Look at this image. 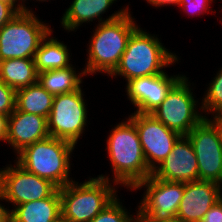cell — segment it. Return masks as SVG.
<instances>
[{
	"mask_svg": "<svg viewBox=\"0 0 222 222\" xmlns=\"http://www.w3.org/2000/svg\"><path fill=\"white\" fill-rule=\"evenodd\" d=\"M31 11H20L0 29V61L34 58L41 41L52 30Z\"/></svg>",
	"mask_w": 222,
	"mask_h": 222,
	"instance_id": "8992f818",
	"label": "cell"
},
{
	"mask_svg": "<svg viewBox=\"0 0 222 222\" xmlns=\"http://www.w3.org/2000/svg\"><path fill=\"white\" fill-rule=\"evenodd\" d=\"M221 187L212 181L197 180L185 183L176 218L185 222H200L210 208L222 198Z\"/></svg>",
	"mask_w": 222,
	"mask_h": 222,
	"instance_id": "9a60e30c",
	"label": "cell"
},
{
	"mask_svg": "<svg viewBox=\"0 0 222 222\" xmlns=\"http://www.w3.org/2000/svg\"><path fill=\"white\" fill-rule=\"evenodd\" d=\"M114 1L116 0H74L62 16L61 24L64 29L74 31L80 24L93 21L96 18L99 19V24L117 19L128 11V6L116 11L105 20H102L101 16Z\"/></svg>",
	"mask_w": 222,
	"mask_h": 222,
	"instance_id": "e0dca14e",
	"label": "cell"
},
{
	"mask_svg": "<svg viewBox=\"0 0 222 222\" xmlns=\"http://www.w3.org/2000/svg\"><path fill=\"white\" fill-rule=\"evenodd\" d=\"M213 118L212 121L217 125L222 140V115H214Z\"/></svg>",
	"mask_w": 222,
	"mask_h": 222,
	"instance_id": "1f68e13d",
	"label": "cell"
},
{
	"mask_svg": "<svg viewBox=\"0 0 222 222\" xmlns=\"http://www.w3.org/2000/svg\"><path fill=\"white\" fill-rule=\"evenodd\" d=\"M9 115L0 113V141H7Z\"/></svg>",
	"mask_w": 222,
	"mask_h": 222,
	"instance_id": "f1b7e54d",
	"label": "cell"
},
{
	"mask_svg": "<svg viewBox=\"0 0 222 222\" xmlns=\"http://www.w3.org/2000/svg\"><path fill=\"white\" fill-rule=\"evenodd\" d=\"M148 3L154 5L155 7H160V6H165V5H178L179 6V3L181 0H146Z\"/></svg>",
	"mask_w": 222,
	"mask_h": 222,
	"instance_id": "4dcf8cb0",
	"label": "cell"
},
{
	"mask_svg": "<svg viewBox=\"0 0 222 222\" xmlns=\"http://www.w3.org/2000/svg\"><path fill=\"white\" fill-rule=\"evenodd\" d=\"M49 137L47 118L18 111L16 108L8 121L7 143L17 154L25 147Z\"/></svg>",
	"mask_w": 222,
	"mask_h": 222,
	"instance_id": "2e32d148",
	"label": "cell"
},
{
	"mask_svg": "<svg viewBox=\"0 0 222 222\" xmlns=\"http://www.w3.org/2000/svg\"><path fill=\"white\" fill-rule=\"evenodd\" d=\"M0 79L15 91L38 82L34 58H14L0 61Z\"/></svg>",
	"mask_w": 222,
	"mask_h": 222,
	"instance_id": "d6986e66",
	"label": "cell"
},
{
	"mask_svg": "<svg viewBox=\"0 0 222 222\" xmlns=\"http://www.w3.org/2000/svg\"><path fill=\"white\" fill-rule=\"evenodd\" d=\"M146 187L137 217L139 222H167L176 218L185 183L158 179L152 174L133 189Z\"/></svg>",
	"mask_w": 222,
	"mask_h": 222,
	"instance_id": "52a82bcc",
	"label": "cell"
},
{
	"mask_svg": "<svg viewBox=\"0 0 222 222\" xmlns=\"http://www.w3.org/2000/svg\"><path fill=\"white\" fill-rule=\"evenodd\" d=\"M176 61V54L169 52L155 35L151 36L138 27L131 34L118 67L110 76L121 75L128 82L164 73L162 69Z\"/></svg>",
	"mask_w": 222,
	"mask_h": 222,
	"instance_id": "3957f363",
	"label": "cell"
},
{
	"mask_svg": "<svg viewBox=\"0 0 222 222\" xmlns=\"http://www.w3.org/2000/svg\"><path fill=\"white\" fill-rule=\"evenodd\" d=\"M52 222H68L62 215Z\"/></svg>",
	"mask_w": 222,
	"mask_h": 222,
	"instance_id": "836d02e7",
	"label": "cell"
},
{
	"mask_svg": "<svg viewBox=\"0 0 222 222\" xmlns=\"http://www.w3.org/2000/svg\"><path fill=\"white\" fill-rule=\"evenodd\" d=\"M51 33L52 31L41 41L34 56V62L38 73L46 70L63 69L72 65L69 63V49L56 38H49Z\"/></svg>",
	"mask_w": 222,
	"mask_h": 222,
	"instance_id": "ffe728a7",
	"label": "cell"
},
{
	"mask_svg": "<svg viewBox=\"0 0 222 222\" xmlns=\"http://www.w3.org/2000/svg\"><path fill=\"white\" fill-rule=\"evenodd\" d=\"M186 136L197 157L199 180L222 184V140L217 125L204 117Z\"/></svg>",
	"mask_w": 222,
	"mask_h": 222,
	"instance_id": "30bf717a",
	"label": "cell"
},
{
	"mask_svg": "<svg viewBox=\"0 0 222 222\" xmlns=\"http://www.w3.org/2000/svg\"><path fill=\"white\" fill-rule=\"evenodd\" d=\"M129 10L121 17L98 24L88 49L85 74L96 72L111 75L118 67L135 25Z\"/></svg>",
	"mask_w": 222,
	"mask_h": 222,
	"instance_id": "7a4b0ae2",
	"label": "cell"
},
{
	"mask_svg": "<svg viewBox=\"0 0 222 222\" xmlns=\"http://www.w3.org/2000/svg\"><path fill=\"white\" fill-rule=\"evenodd\" d=\"M209 84L208 91L203 98L200 110L210 112L212 115H222V69L219 70L215 78Z\"/></svg>",
	"mask_w": 222,
	"mask_h": 222,
	"instance_id": "603a6c76",
	"label": "cell"
},
{
	"mask_svg": "<svg viewBox=\"0 0 222 222\" xmlns=\"http://www.w3.org/2000/svg\"><path fill=\"white\" fill-rule=\"evenodd\" d=\"M188 79L183 76L169 91L166 98L151 113L166 127L187 135L205 116L198 113ZM197 110V111H196Z\"/></svg>",
	"mask_w": 222,
	"mask_h": 222,
	"instance_id": "ba28073f",
	"label": "cell"
},
{
	"mask_svg": "<svg viewBox=\"0 0 222 222\" xmlns=\"http://www.w3.org/2000/svg\"><path fill=\"white\" fill-rule=\"evenodd\" d=\"M152 175L158 179L182 183L199 180L197 157L186 135L177 140L172 151L156 166Z\"/></svg>",
	"mask_w": 222,
	"mask_h": 222,
	"instance_id": "5bb4252c",
	"label": "cell"
},
{
	"mask_svg": "<svg viewBox=\"0 0 222 222\" xmlns=\"http://www.w3.org/2000/svg\"><path fill=\"white\" fill-rule=\"evenodd\" d=\"M129 119L135 124L146 163L153 172L182 135L166 127L151 114L134 112Z\"/></svg>",
	"mask_w": 222,
	"mask_h": 222,
	"instance_id": "8fae6325",
	"label": "cell"
},
{
	"mask_svg": "<svg viewBox=\"0 0 222 222\" xmlns=\"http://www.w3.org/2000/svg\"><path fill=\"white\" fill-rule=\"evenodd\" d=\"M15 5L13 0H0V29L21 11V7Z\"/></svg>",
	"mask_w": 222,
	"mask_h": 222,
	"instance_id": "484cf974",
	"label": "cell"
},
{
	"mask_svg": "<svg viewBox=\"0 0 222 222\" xmlns=\"http://www.w3.org/2000/svg\"><path fill=\"white\" fill-rule=\"evenodd\" d=\"M200 222H222V198L210 208Z\"/></svg>",
	"mask_w": 222,
	"mask_h": 222,
	"instance_id": "83f0119b",
	"label": "cell"
},
{
	"mask_svg": "<svg viewBox=\"0 0 222 222\" xmlns=\"http://www.w3.org/2000/svg\"><path fill=\"white\" fill-rule=\"evenodd\" d=\"M5 200L2 188L0 186V200ZM0 222H11V210L6 209L0 204Z\"/></svg>",
	"mask_w": 222,
	"mask_h": 222,
	"instance_id": "f546056e",
	"label": "cell"
},
{
	"mask_svg": "<svg viewBox=\"0 0 222 222\" xmlns=\"http://www.w3.org/2000/svg\"><path fill=\"white\" fill-rule=\"evenodd\" d=\"M83 96L81 87L74 92L54 96L47 118L49 136L77 144L87 122Z\"/></svg>",
	"mask_w": 222,
	"mask_h": 222,
	"instance_id": "9c48e42d",
	"label": "cell"
},
{
	"mask_svg": "<svg viewBox=\"0 0 222 222\" xmlns=\"http://www.w3.org/2000/svg\"><path fill=\"white\" fill-rule=\"evenodd\" d=\"M213 0H181L179 5L186 11L191 14L196 15V13L201 14L202 12L208 10V5L212 2Z\"/></svg>",
	"mask_w": 222,
	"mask_h": 222,
	"instance_id": "4316f807",
	"label": "cell"
},
{
	"mask_svg": "<svg viewBox=\"0 0 222 222\" xmlns=\"http://www.w3.org/2000/svg\"><path fill=\"white\" fill-rule=\"evenodd\" d=\"M15 3L18 1V0H13ZM21 1V0H20ZM24 0L21 1V3H19L18 5L21 7V10L22 11H30L28 8H26L24 5H23V2ZM26 1V0H25Z\"/></svg>",
	"mask_w": 222,
	"mask_h": 222,
	"instance_id": "d6a6232c",
	"label": "cell"
},
{
	"mask_svg": "<svg viewBox=\"0 0 222 222\" xmlns=\"http://www.w3.org/2000/svg\"><path fill=\"white\" fill-rule=\"evenodd\" d=\"M75 145L49 136L37 141L18 153L16 162L26 171L53 183L58 189L70 180V155Z\"/></svg>",
	"mask_w": 222,
	"mask_h": 222,
	"instance_id": "277c9868",
	"label": "cell"
},
{
	"mask_svg": "<svg viewBox=\"0 0 222 222\" xmlns=\"http://www.w3.org/2000/svg\"><path fill=\"white\" fill-rule=\"evenodd\" d=\"M106 149L115 175V185L123 184L132 190L152 174L135 124L130 119L115 126L107 139Z\"/></svg>",
	"mask_w": 222,
	"mask_h": 222,
	"instance_id": "6da1fadb",
	"label": "cell"
},
{
	"mask_svg": "<svg viewBox=\"0 0 222 222\" xmlns=\"http://www.w3.org/2000/svg\"><path fill=\"white\" fill-rule=\"evenodd\" d=\"M0 186L4 198L14 206L50 197L58 188L50 181L26 171L16 162V167L0 170Z\"/></svg>",
	"mask_w": 222,
	"mask_h": 222,
	"instance_id": "7c38bea8",
	"label": "cell"
},
{
	"mask_svg": "<svg viewBox=\"0 0 222 222\" xmlns=\"http://www.w3.org/2000/svg\"><path fill=\"white\" fill-rule=\"evenodd\" d=\"M53 99L54 96L36 82L16 91L15 108L18 111L48 118Z\"/></svg>",
	"mask_w": 222,
	"mask_h": 222,
	"instance_id": "44dd1931",
	"label": "cell"
},
{
	"mask_svg": "<svg viewBox=\"0 0 222 222\" xmlns=\"http://www.w3.org/2000/svg\"><path fill=\"white\" fill-rule=\"evenodd\" d=\"M16 91L0 79V113L11 115L15 110Z\"/></svg>",
	"mask_w": 222,
	"mask_h": 222,
	"instance_id": "d4e9b609",
	"label": "cell"
},
{
	"mask_svg": "<svg viewBox=\"0 0 222 222\" xmlns=\"http://www.w3.org/2000/svg\"><path fill=\"white\" fill-rule=\"evenodd\" d=\"M167 222H185V221L174 218L173 220H170V221H167Z\"/></svg>",
	"mask_w": 222,
	"mask_h": 222,
	"instance_id": "e575fe53",
	"label": "cell"
},
{
	"mask_svg": "<svg viewBox=\"0 0 222 222\" xmlns=\"http://www.w3.org/2000/svg\"><path fill=\"white\" fill-rule=\"evenodd\" d=\"M117 197L90 222H139L125 211Z\"/></svg>",
	"mask_w": 222,
	"mask_h": 222,
	"instance_id": "cb8c5ba5",
	"label": "cell"
},
{
	"mask_svg": "<svg viewBox=\"0 0 222 222\" xmlns=\"http://www.w3.org/2000/svg\"><path fill=\"white\" fill-rule=\"evenodd\" d=\"M169 77L166 72L145 77H138L127 82V96L136 113L151 114L166 98L170 89L183 77Z\"/></svg>",
	"mask_w": 222,
	"mask_h": 222,
	"instance_id": "4fadbf2b",
	"label": "cell"
},
{
	"mask_svg": "<svg viewBox=\"0 0 222 222\" xmlns=\"http://www.w3.org/2000/svg\"><path fill=\"white\" fill-rule=\"evenodd\" d=\"M62 215L60 191L50 197L25 202L11 210V222H52Z\"/></svg>",
	"mask_w": 222,
	"mask_h": 222,
	"instance_id": "ac0fdd59",
	"label": "cell"
},
{
	"mask_svg": "<svg viewBox=\"0 0 222 222\" xmlns=\"http://www.w3.org/2000/svg\"><path fill=\"white\" fill-rule=\"evenodd\" d=\"M78 74L72 65L63 69L46 70L38 73V83L53 96L71 93L81 87V78L85 72Z\"/></svg>",
	"mask_w": 222,
	"mask_h": 222,
	"instance_id": "7402d4cb",
	"label": "cell"
},
{
	"mask_svg": "<svg viewBox=\"0 0 222 222\" xmlns=\"http://www.w3.org/2000/svg\"><path fill=\"white\" fill-rule=\"evenodd\" d=\"M109 179L100 175L79 185L72 181L60 188L62 216L68 222H90L94 219L117 197Z\"/></svg>",
	"mask_w": 222,
	"mask_h": 222,
	"instance_id": "5b68a950",
	"label": "cell"
}]
</instances>
